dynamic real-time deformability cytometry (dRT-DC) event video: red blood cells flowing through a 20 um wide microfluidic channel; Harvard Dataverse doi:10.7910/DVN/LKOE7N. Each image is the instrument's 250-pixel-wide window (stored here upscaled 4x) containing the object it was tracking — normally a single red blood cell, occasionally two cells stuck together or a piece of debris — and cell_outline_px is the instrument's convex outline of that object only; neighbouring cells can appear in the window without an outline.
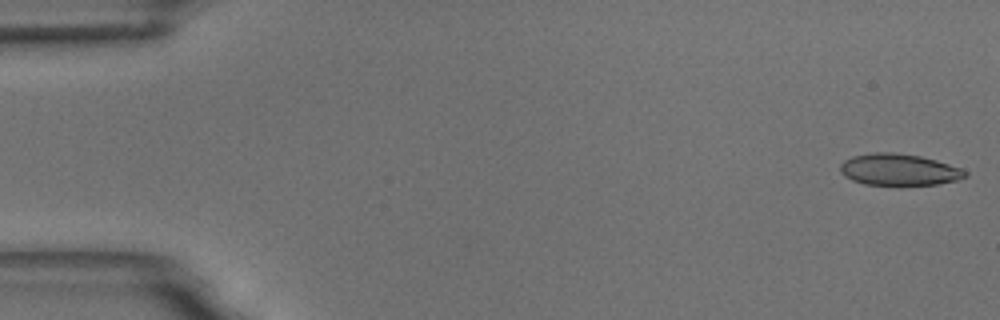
{"species": "common noctule bat (a hibernating species)", "species_latin": "Nyctalus noctula", "temperature_condition": "room temperature", "stored_images_in_passage": 55, "camera_frame_rate_fps": 3000, "um_per_image_px": 0.085, "animal": {"sex": "male", "body_mass_g": 18.8}, "frame": {"image": 1, "passage_image": 1, "time_ms": 0.0, "image_size_px": [1000, 320], "cell_outline_px": [[968, 176], [956, 180], [936, 184], [864, 184], [852, 180], [844, 176], [840, 172], [840, 164], [844, 160], [852, 156], [876, 152], [892, 152], [920, 156], [936, 160], [960, 168], [968, 172]], "centroid_in_image_um": [76.39, 14.41], "position_along_channel_um": 8.6, "area_um2": 22.77}}
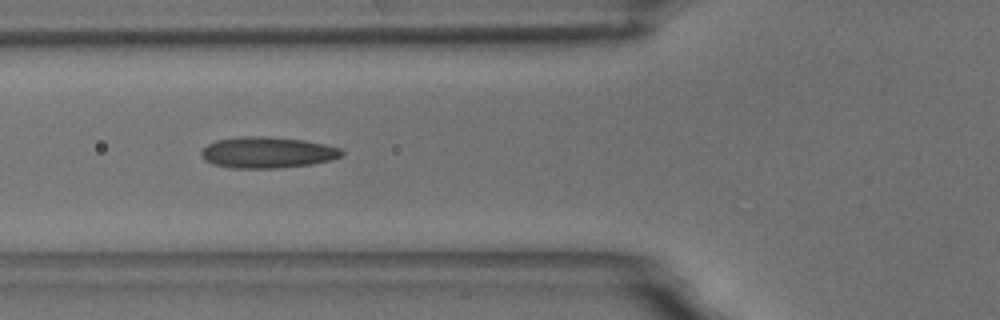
{"frame": {"image": 2, "passage_image": 20, "time_ms": 6.333, "image_size_px": [1000, 320], "cell_outline_px": [[344, 152], [340, 156], [332, 160], [312, 164], [276, 168], [232, 168], [212, 164], [204, 160], [200, 156], [200, 152], [208, 144], [216, 140], [244, 136], [260, 136], [304, 140], [324, 144], [340, 148]], "centroid_in_image_um": [22.7, 12.96], "position_along_channel_um": 103.1, "area_um2": 25.49}}
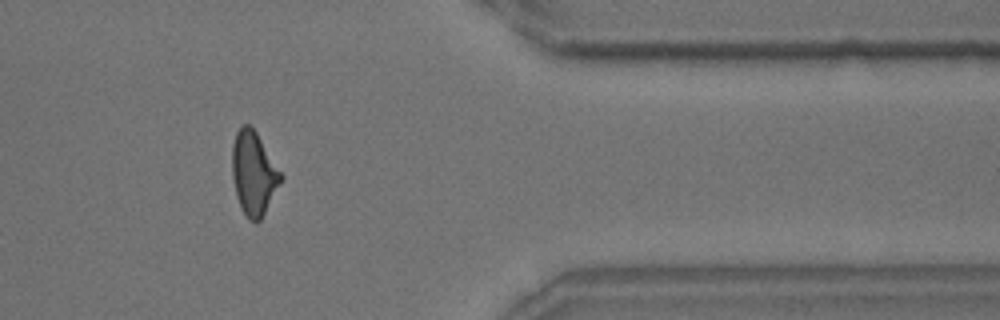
{"frame": {"image": 3, "passage_image": 45, "time_ms": 14.667, "image_size_px": [1000, 320], "cell_outline_px": [[284, 176], [260, 220], [256, 224], [248, 220], [236, 196], [232, 176], [232, 144], [236, 132], [240, 124], [248, 124], [256, 132]], "centroid_in_image_um": [21.54, 14.71], "position_along_channel_um": 389.9, "area_um2": 23.58}, "authors_computed_cell_mechanics": {"area_um2": 23.6402, "velocity_mm_per_s": 3.6765, "shape_relaxation_time_tau1_ms": null, "shape_relaxation_time_tau2_ms": 2.1088, "deformation_change_tau1": null, "deformation_change_tau2": 0.1084}}